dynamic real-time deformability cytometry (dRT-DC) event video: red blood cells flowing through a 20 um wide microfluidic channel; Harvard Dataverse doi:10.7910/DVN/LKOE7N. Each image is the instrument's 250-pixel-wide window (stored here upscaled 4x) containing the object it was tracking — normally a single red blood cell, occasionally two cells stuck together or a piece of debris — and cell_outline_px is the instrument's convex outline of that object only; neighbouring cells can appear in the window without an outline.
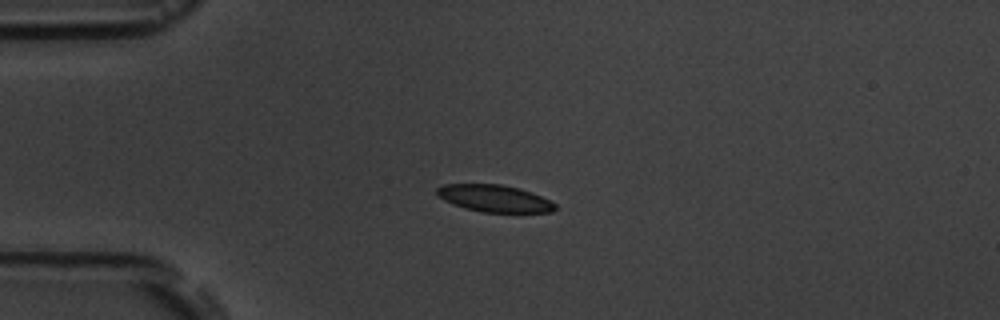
{"species": "common noctule bat (a hibernating species)", "species_latin": "Nyctalus noctula", "temperature_condition": "room temperature", "stored_images_in_passage": 5, "camera_frame_rate_fps": 3000, "um_per_image_px": 0.085, "animal": {"sex": "male", "body_mass_g": 19.5, "forearm_length_mm": 54.6}, "frame": {"image": 1, "passage_image": 4, "time_ms": 3.333, "image_size_px": [1000, 320], "cell_outline_px": [[556, 208], [552, 212], [484, 212], [464, 208], [452, 204], [444, 200], [436, 192], [436, 188], [444, 184], [500, 184], [520, 188], [532, 192], [556, 204]], "centroid_in_image_um": [42.02, 16.86], "position_along_channel_um": 43.0, "area_um2": 18.55}}